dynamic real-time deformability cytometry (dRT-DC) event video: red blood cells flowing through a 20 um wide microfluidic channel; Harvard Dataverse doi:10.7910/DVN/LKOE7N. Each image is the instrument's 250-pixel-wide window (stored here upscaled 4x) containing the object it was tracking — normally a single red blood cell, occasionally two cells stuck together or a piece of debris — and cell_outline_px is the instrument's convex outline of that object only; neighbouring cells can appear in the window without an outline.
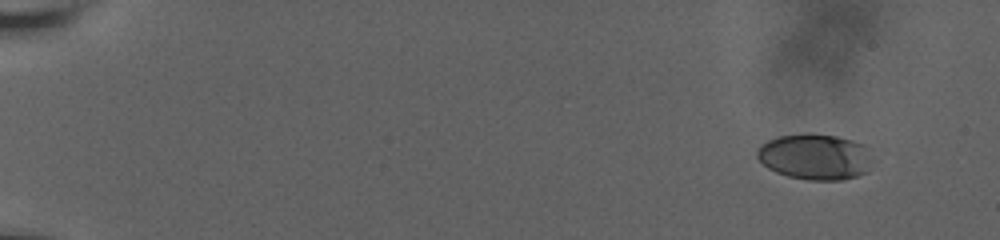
{"species": "human", "species_latin": "Homo sapiens", "temperature_condition": "room temperature", "stored_images_in_passage": 56, "camera_frame_rate_fps": 3000, "um_per_image_px": 0.085, "donor": {"sex": "male"}, "frame": {"image": 1, "passage_image": 1, "time_ms": 0.0, "image_size_px": [1000, 240], "cell_outline_px": [[872, 148], [868, 172], [856, 176], [840, 180], [808, 180], [788, 176], [776, 172], [768, 168], [756, 156], [756, 152], [760, 144], [768, 140], [780, 136], [804, 132], [812, 132], [836, 136], [852, 140], [864, 144]], "centroid_in_image_um": [69.3, 13.3], "position_along_channel_um": 15.7, "area_um2": 31.33}}
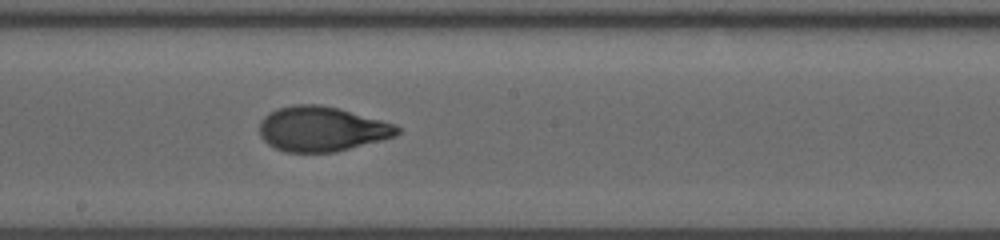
{"frame": {"image": 2, "passage_image": 32, "time_ms": 10.333, "image_size_px": [1000, 240], "cell_outline_px": [[400, 132], [396, 136], [384, 140], [336, 152], [284, 152], [268, 144], [260, 136], [260, 120], [268, 112], [276, 108], [296, 104], [320, 104], [336, 108], [396, 124], [400, 128]], "centroid_in_image_um": [27.34, 10.97], "position_along_channel_um": 220.9, "area_um2": 36.18}}
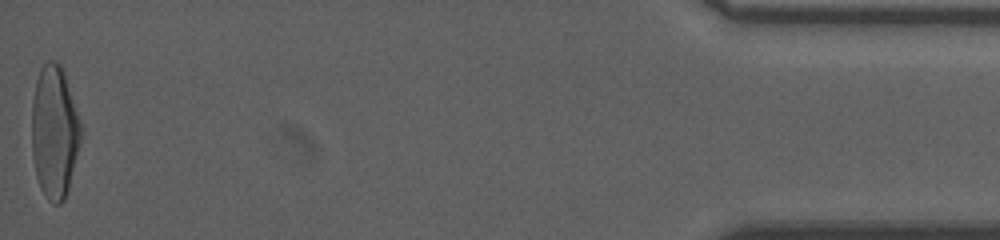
{"frame": {"image": 3, "passage_image": 56, "time_ms": 18.333, "image_size_px": [1000, 240], "cell_outline_px": [[80, 140], [68, 188], [64, 200], [60, 204], [52, 204], [44, 196], [40, 188], [36, 176], [32, 152], [32, 100], [36, 80], [40, 68], [48, 60], [56, 60], [64, 68], [80, 124]], "centroid_in_image_um": [4.6, 11.19], "position_along_channel_um": 430.6, "area_um2": 37.86}, "authors_computed_cell_mechanics": {"area_um2": 35.4892, "velocity_mm_per_s": 3.6691, "shape_relaxation_time_tau1_ms": 5.4181, "shape_relaxation_time_tau2_ms": 1.0722, "deformation_change_tau1": 0.2191, "deformation_change_tau2": 0.0674}}